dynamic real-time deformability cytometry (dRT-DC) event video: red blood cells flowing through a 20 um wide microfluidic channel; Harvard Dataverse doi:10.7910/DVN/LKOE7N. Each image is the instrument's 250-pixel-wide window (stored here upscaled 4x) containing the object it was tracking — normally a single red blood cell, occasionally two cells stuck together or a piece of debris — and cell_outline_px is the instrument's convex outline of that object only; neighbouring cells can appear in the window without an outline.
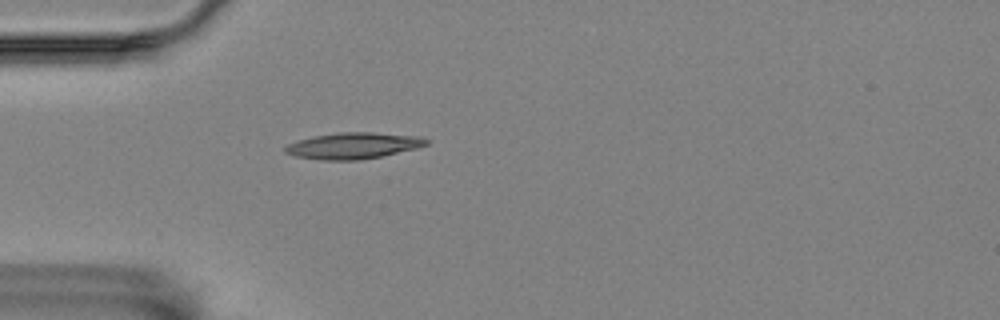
{"species": "Egyptian fruit bat (a non-hibernating species)", "species_latin": "Rousettus aegyptiacus", "temperature_condition": "room temperature", "stored_images_in_passage": 1, "camera_frame_rate_fps": 3000, "um_per_image_px": 0.085, "animal": {"sex": "female"}, "frame": {"image": 1, "passage_image": 1, "time_ms": 0.0, "image_size_px": [1000, 320], "cell_outline_px": [[428, 144], [416, 148], [380, 156], [360, 160], [324, 160], [296, 156], [284, 152], [284, 148], [288, 144], [300, 140], [316, 136], [340, 132], [372, 132], [420, 136], [428, 140]], "centroid_in_image_um": [30.05, 12.38], "position_along_channel_um": 55.0, "area_um2": 21.27}}